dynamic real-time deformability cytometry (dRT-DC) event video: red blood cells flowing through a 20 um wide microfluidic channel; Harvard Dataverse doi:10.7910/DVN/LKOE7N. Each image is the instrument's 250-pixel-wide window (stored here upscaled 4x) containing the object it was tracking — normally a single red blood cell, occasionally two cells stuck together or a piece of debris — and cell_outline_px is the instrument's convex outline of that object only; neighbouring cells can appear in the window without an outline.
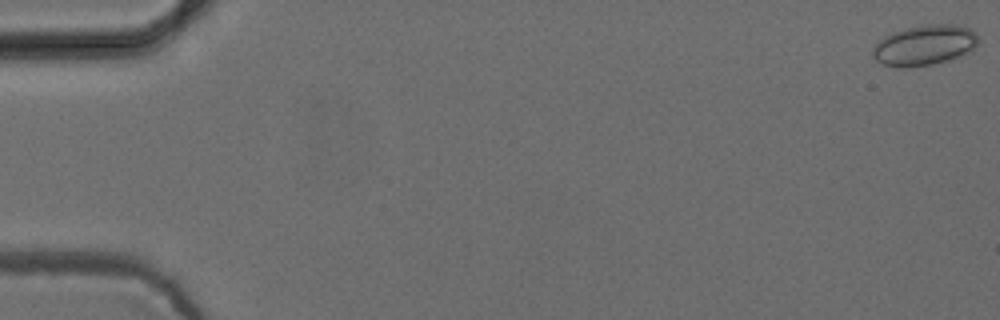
{"species": "common noctule bat (a hibernating species)", "species_latin": "Nyctalus noctula", "temperature_condition": "cold", "stored_images_in_passage": 11, "camera_frame_rate_fps": 3000, "um_per_image_px": 0.085, "animal": {"sex": "female", "body_mass_g": 24.6, "forearm_length_mm": 56.2}, "frame": {"image": 1, "passage_image": 1, "time_ms": 0.0, "image_size_px": [1000, 320], "cell_outline_px": [[976, 44], [972, 52], [932, 64], [904, 68], [880, 64], [872, 56], [872, 48], [884, 36], [892, 32], [920, 24], [956, 24], [968, 28], [976, 32]], "centroid_in_image_um": [78.55, 3.83], "position_along_channel_um": 6.5, "area_um2": 24.91}}